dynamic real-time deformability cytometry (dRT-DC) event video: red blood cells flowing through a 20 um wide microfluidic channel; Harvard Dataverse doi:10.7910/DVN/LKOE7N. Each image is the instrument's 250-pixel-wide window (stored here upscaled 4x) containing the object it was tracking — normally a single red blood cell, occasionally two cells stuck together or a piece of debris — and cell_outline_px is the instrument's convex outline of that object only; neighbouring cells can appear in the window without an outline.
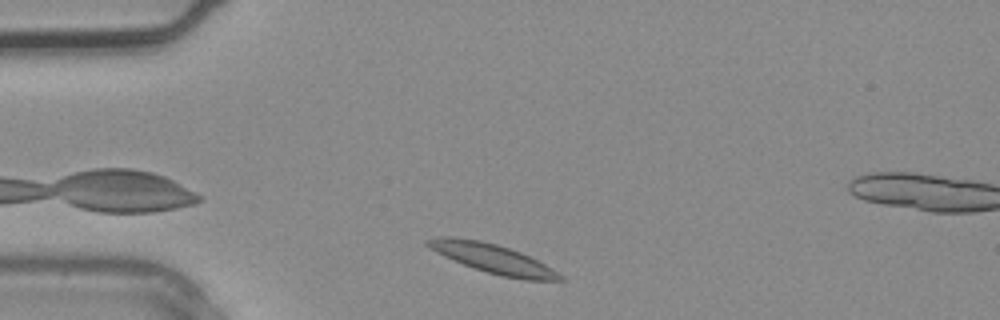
{"species": "common noctule bat (a hibernating species)", "species_latin": "Nyctalus noctula", "temperature_condition": "warm", "stored_images_in_passage": 3, "camera_frame_rate_fps": 3000, "um_per_image_px": 0.085, "animal": {"sex": "male", "body_mass_g": 20.4}, "frame": {"image": 1, "passage_image": 3, "time_ms": 0.667, "image_size_px": [1000, 320], "cell_outline_px": [[564, 280], [524, 280], [500, 276], [464, 264], [444, 256], [424, 244], [424, 240], [436, 236], [452, 236], [480, 240], [496, 244], [520, 252], [552, 268], [564, 276]], "centroid_in_image_um": [41.86, 21.97], "position_along_channel_um": 43.1, "area_um2": 22.31}}